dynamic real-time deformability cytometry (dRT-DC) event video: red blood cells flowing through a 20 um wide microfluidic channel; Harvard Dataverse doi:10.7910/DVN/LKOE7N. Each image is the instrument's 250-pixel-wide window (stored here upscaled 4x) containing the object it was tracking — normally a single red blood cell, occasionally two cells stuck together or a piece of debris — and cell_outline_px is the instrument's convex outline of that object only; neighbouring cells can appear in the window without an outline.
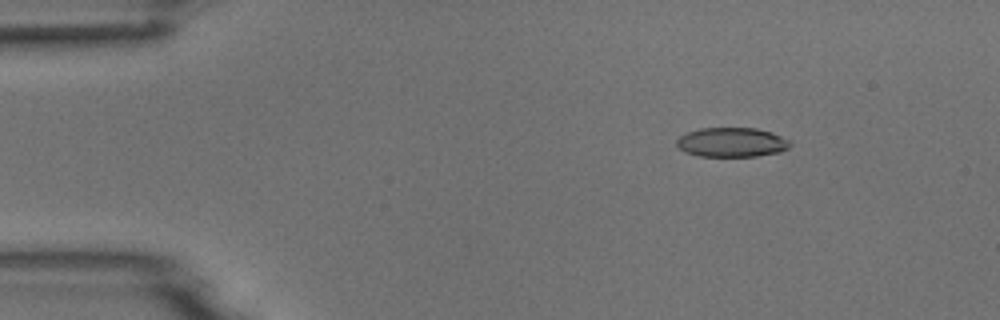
{"species": "common noctule bat (a hibernating species)", "species_latin": "Nyctalus noctula", "temperature_condition": "room temperature", "stored_images_in_passage": 6, "camera_frame_rate_fps": 3000, "um_per_image_px": 0.085, "animal": {"sex": "male", "body_mass_g": 18.8}, "frame": {"image": 1, "passage_image": 3, "time_ms": 2.333, "image_size_px": [1000, 320], "cell_outline_px": [[792, 144], [788, 148], [780, 152], [756, 156], [696, 156], [684, 152], [676, 144], [676, 140], [680, 136], [688, 132], [700, 128], [756, 128], [772, 132], [792, 140]], "centroid_in_image_um": [62.23, 12.09], "position_along_channel_um": 22.8, "area_um2": 19.65}}
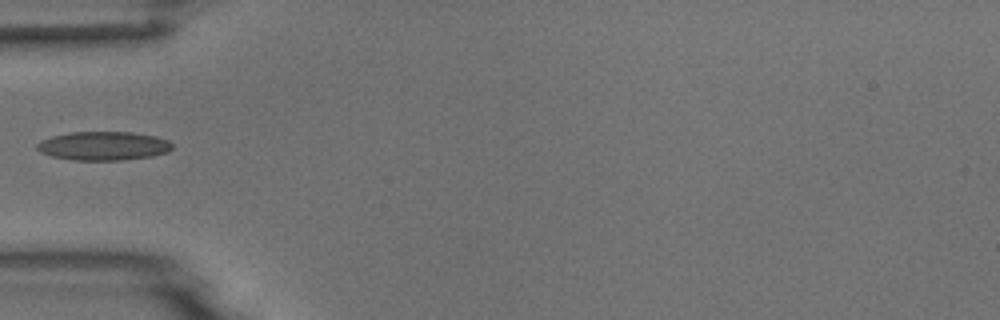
{"frame": {"image": 2, "passage_image": 6, "time_ms": 5.667, "image_size_px": [1000, 320], "cell_outline_px": [[172, 148], [168, 152], [152, 156], [124, 160], [72, 160], [52, 156], [40, 152], [36, 148], [36, 144], [40, 140], [52, 136], [68, 132], [132, 132], [156, 136], [168, 140], [172, 144]], "centroid_in_image_um": [8.78, 12.4], "position_along_channel_um": 76.2, "area_um2": 22.83}}